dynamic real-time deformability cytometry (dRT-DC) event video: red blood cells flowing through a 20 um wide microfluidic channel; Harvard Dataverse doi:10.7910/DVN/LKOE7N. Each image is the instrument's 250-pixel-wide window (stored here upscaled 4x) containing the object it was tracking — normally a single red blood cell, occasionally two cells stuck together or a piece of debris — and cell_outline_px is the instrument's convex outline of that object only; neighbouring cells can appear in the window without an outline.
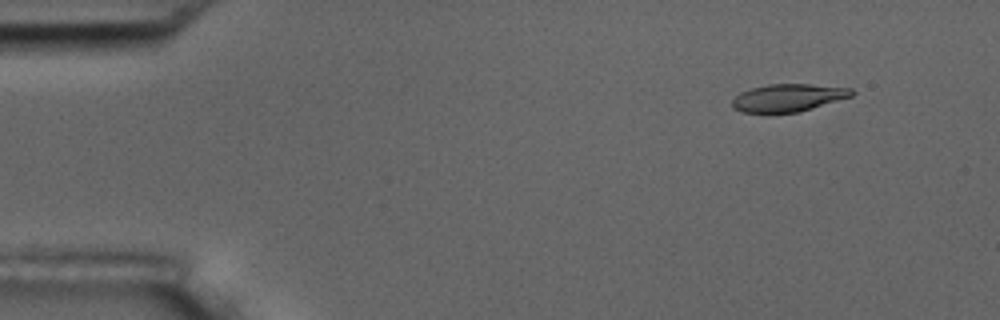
{"species": "common noctule bat (a hibernating species)", "species_latin": "Nyctalus noctula", "temperature_condition": "room temperature", "stored_images_in_passage": 4, "camera_frame_rate_fps": 3000, "um_per_image_px": 0.085, "animal": {"sex": "male", "body_mass_g": 17.5, "forearm_length_mm": 52.3}, "frame": {"image": 1, "passage_image": 1, "time_ms": 0.0, "image_size_px": [1000, 320], "cell_outline_px": [[856, 92], [852, 96], [800, 112], [744, 112], [732, 108], [732, 100], [740, 92], [752, 88], [768, 84], [808, 84], [852, 88]], "centroid_in_image_um": [67.01, 8.3], "position_along_channel_um": 18.0, "area_um2": 19.13}}
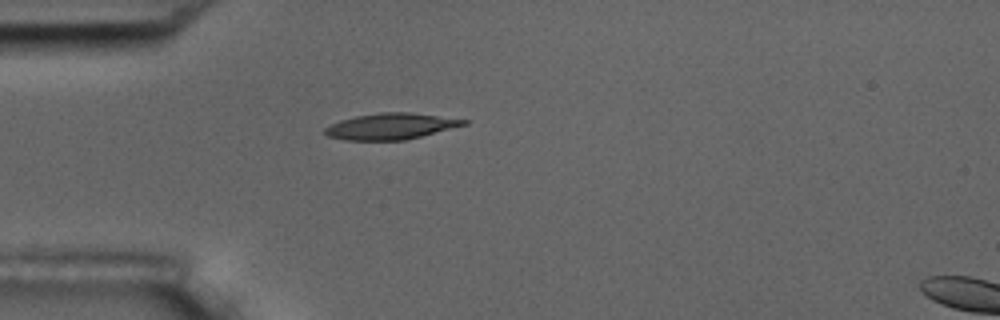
{"frame": {"image": 2, "passage_image": 4, "time_ms": 1.0, "image_size_px": [1000, 320], "cell_outline_px": [[468, 124], [404, 140], [344, 140], [328, 136], [324, 132], [324, 128], [340, 120], [356, 116], [380, 112], [408, 112], [468, 120]], "centroid_in_image_um": [33.19, 10.73], "position_along_channel_um": 51.8, "area_um2": 20.87}}